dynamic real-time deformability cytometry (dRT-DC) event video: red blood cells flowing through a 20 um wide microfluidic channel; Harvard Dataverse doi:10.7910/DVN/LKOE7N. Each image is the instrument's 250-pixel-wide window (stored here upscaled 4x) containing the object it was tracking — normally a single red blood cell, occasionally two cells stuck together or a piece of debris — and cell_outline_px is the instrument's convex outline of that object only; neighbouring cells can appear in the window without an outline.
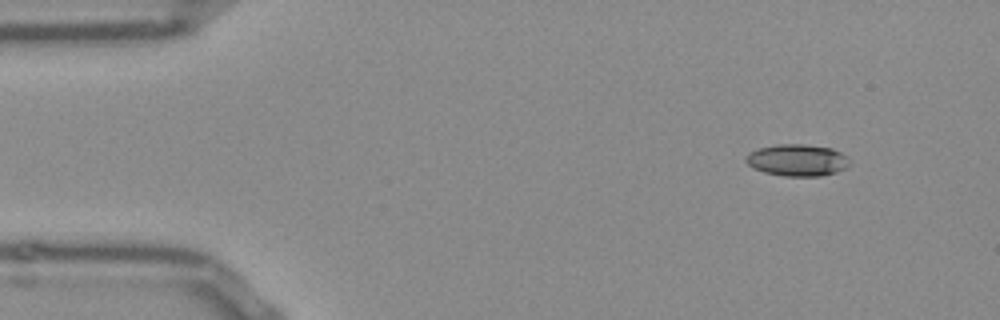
{"species": "Egyptian fruit bat (a non-hibernating species)", "species_latin": "Rousettus aegyptiacus", "temperature_condition": "room temperature", "stored_images_in_passage": 19, "camera_frame_rate_fps": 3000, "um_per_image_px": 0.085, "frame": {"image": 1, "passage_image": 1, "time_ms": 0.0, "image_size_px": [1000, 320], "cell_outline_px": [[848, 164], [844, 168], [836, 172], [820, 176], [784, 176], [764, 172], [748, 164], [744, 160], [744, 156], [748, 152], [760, 148], [776, 144], [804, 144], [832, 148], [840, 152], [844, 156]], "centroid_in_image_um": [67.71, 13.6], "position_along_channel_um": 17.3, "area_um2": 19.02}}
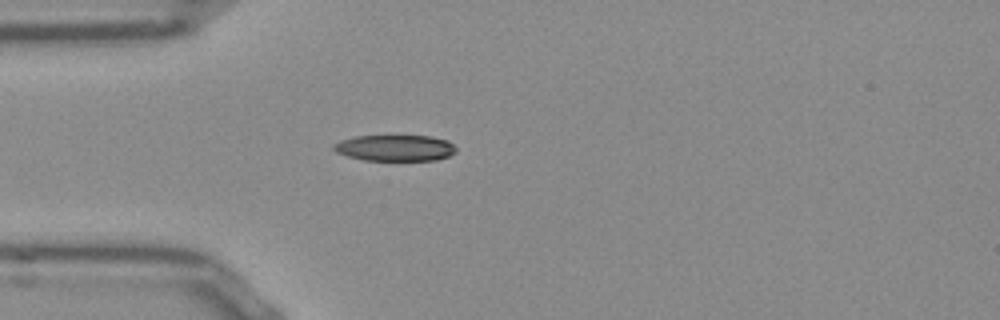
{"frame": {"image": 2, "passage_image": 10, "time_ms": 3.0, "image_size_px": [1000, 320], "cell_outline_px": [[456, 152], [448, 156], [436, 160], [364, 160], [348, 156], [336, 152], [332, 148], [332, 144], [340, 140], [356, 136], [428, 136], [448, 140], [456, 148]], "centroid_in_image_um": [33.56, 12.57], "position_along_channel_um": 51.4, "area_um2": 18.61}}